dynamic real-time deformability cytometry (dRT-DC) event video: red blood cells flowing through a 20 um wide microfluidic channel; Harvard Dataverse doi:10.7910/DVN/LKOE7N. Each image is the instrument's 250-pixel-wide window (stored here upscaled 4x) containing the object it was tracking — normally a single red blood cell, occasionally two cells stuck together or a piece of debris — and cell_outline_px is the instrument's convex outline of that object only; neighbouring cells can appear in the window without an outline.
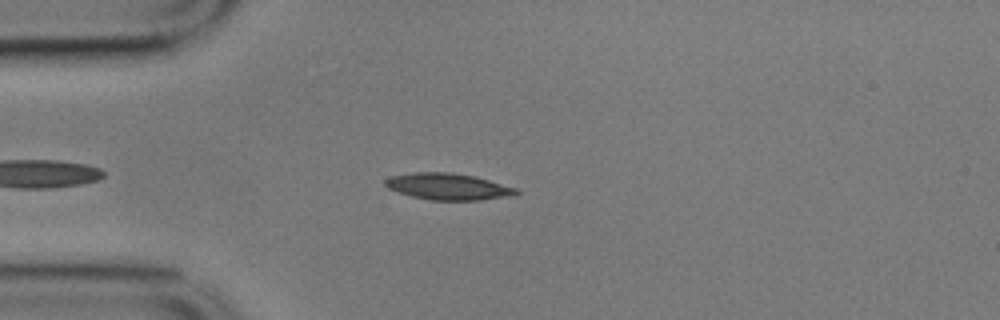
{"species": "common noctule bat (a hibernating species)", "species_latin": "Nyctalus noctula", "temperature_condition": "cold", "stored_images_in_passage": 49, "camera_frame_rate_fps": 3000, "um_per_image_px": 0.085, "animal": {"sex": "male", "body_mass_g": 17.9}, "frame": {"image": 1, "passage_image": 7, "time_ms": 2.0, "image_size_px": [1000, 320], "cell_outline_px": [[520, 192], [516, 196], [480, 200], [428, 200], [412, 196], [388, 188], [384, 184], [384, 180], [388, 176], [412, 172], [452, 172], [476, 176], [520, 188]], "centroid_in_image_um": [38.16, 15.85], "position_along_channel_um": 46.8, "area_um2": 20.75}}
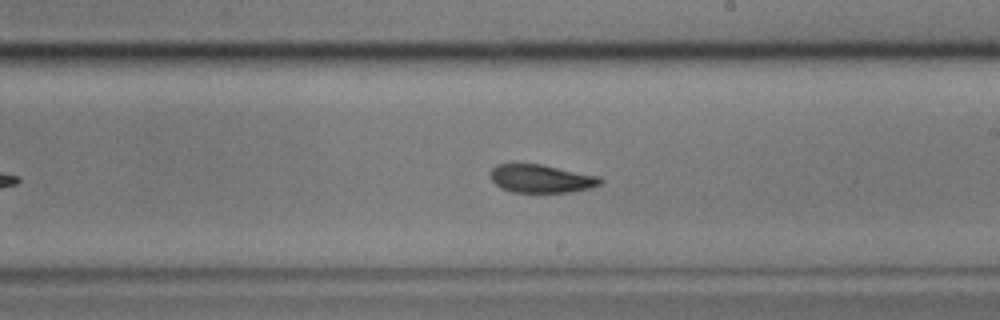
{"frame": {"image": 2, "passage_image": 25, "time_ms": 8.0, "image_size_px": [1000, 320], "cell_outline_px": [[604, 180], [600, 184], [592, 188], [572, 192], [512, 192], [500, 188], [492, 180], [492, 168], [496, 164], [540, 164], [600, 176]], "centroid_in_image_um": [46.05, 15.19], "position_along_channel_um": 243.0, "area_um2": 18.03}}
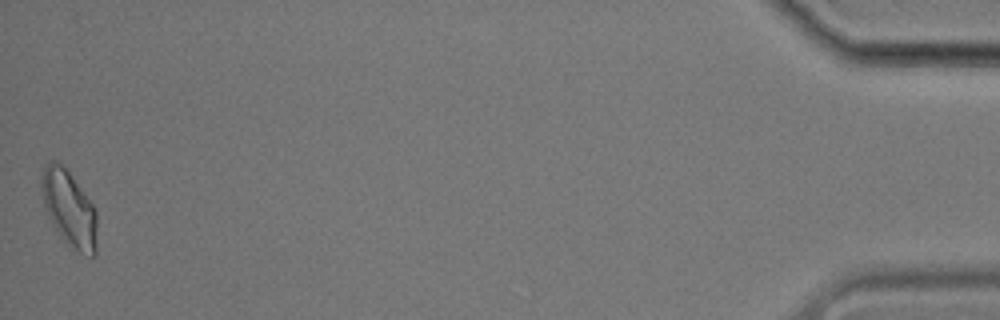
{"frame": {"image": 3, "passage_image": 49, "time_ms": 16.0, "image_size_px": [1000, 320], "cell_outline_px": [[96, 256], [92, 256], [80, 252], [64, 240], [52, 224], [48, 216], [44, 204], [40, 184], [44, 164], [48, 160], [56, 160], [68, 172], [92, 204], [96, 212]], "centroid_in_image_um": [5.85, 17.71], "position_along_channel_um": 429.3, "area_um2": 24.04}, "authors_computed_cell_mechanics": {"area_um2": 19.2474, "velocity_mm_per_s": 3.4982, "shape_relaxation_time_tau1_ms": 4.9114, "shape_relaxation_time_tau2_ms": 4.0862, "deformation_change_tau1": 0.1332, "deformation_change_tau2": 0.0847}}